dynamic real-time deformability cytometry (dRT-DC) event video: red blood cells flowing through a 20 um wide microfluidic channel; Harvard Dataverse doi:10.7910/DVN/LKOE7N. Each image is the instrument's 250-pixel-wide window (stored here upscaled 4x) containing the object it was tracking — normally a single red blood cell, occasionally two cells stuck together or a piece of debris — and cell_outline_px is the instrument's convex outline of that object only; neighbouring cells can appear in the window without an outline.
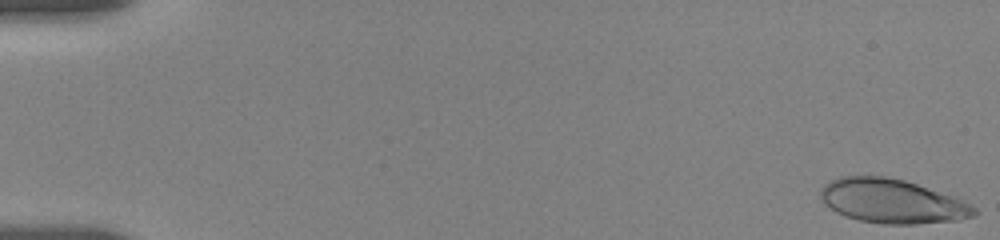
{"species": "human", "species_latin": "Homo sapiens", "temperature_condition": "room temperature", "stored_images_in_passage": 53, "camera_frame_rate_fps": 3000, "um_per_image_px": 0.085, "donor": {"sex": "female"}, "frame": {"image": 1, "passage_image": 1, "time_ms": 0.0, "image_size_px": [1000, 240], "cell_outline_px": [[980, 212], [976, 216], [960, 220], [916, 224], [884, 224], [860, 220], [844, 216], [836, 212], [824, 204], [820, 196], [820, 192], [824, 184], [840, 176], [884, 176], [904, 180], [964, 200], [976, 208]], "centroid_in_image_um": [75.85, 17.11], "position_along_channel_um": 9.2, "area_um2": 39.59}}
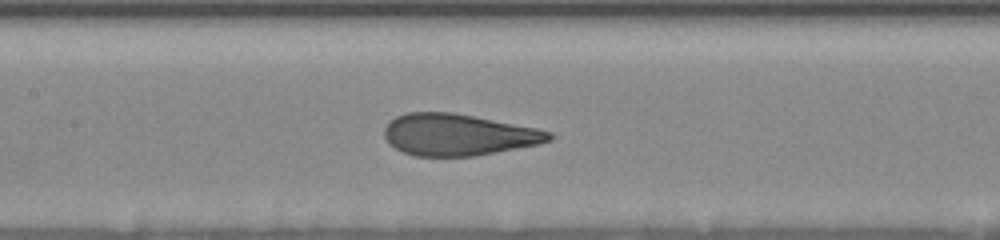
{"frame": {"image": 2, "passage_image": 29, "time_ms": 8.667, "image_size_px": [1000, 240], "cell_outline_px": [[552, 140], [540, 144], [472, 156], [416, 156], [404, 152], [388, 144], [384, 136], [384, 128], [388, 120], [404, 112], [452, 112], [536, 128], [552, 132]], "centroid_in_image_um": [38.9, 11.44], "position_along_channel_um": 168.5, "area_um2": 39.94}}
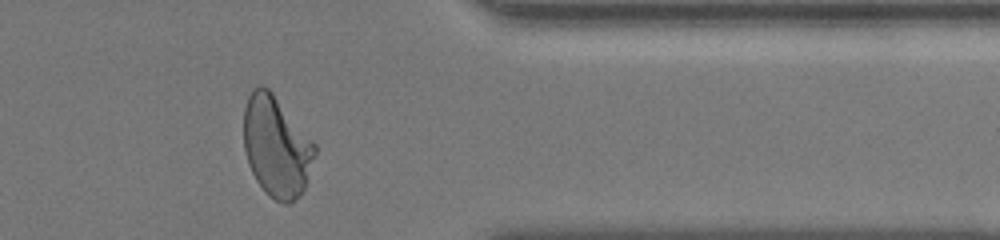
{"frame": {"image": 3, "passage_image": 48, "time_ms": 15.0, "image_size_px": [1000, 240], "cell_outline_px": [[316, 152], [304, 188], [300, 196], [288, 204], [284, 204], [276, 200], [264, 192], [256, 180], [248, 164], [244, 148], [244, 108], [248, 96], [252, 88], [260, 84], [268, 88], [272, 92], [316, 144]], "centroid_in_image_um": [23.48, 12.45], "position_along_channel_um": 387.9, "area_um2": 41.73}, "authors_computed_cell_mechanics": {"area_um2": 40.46, "velocity_mm_per_s": 3.6436, "shape_relaxation_time_tau1_ms": 3.9266, "shape_relaxation_time_tau2_ms": null, "deformation_change_tau1": 0.1892, "deformation_change_tau2": null}}